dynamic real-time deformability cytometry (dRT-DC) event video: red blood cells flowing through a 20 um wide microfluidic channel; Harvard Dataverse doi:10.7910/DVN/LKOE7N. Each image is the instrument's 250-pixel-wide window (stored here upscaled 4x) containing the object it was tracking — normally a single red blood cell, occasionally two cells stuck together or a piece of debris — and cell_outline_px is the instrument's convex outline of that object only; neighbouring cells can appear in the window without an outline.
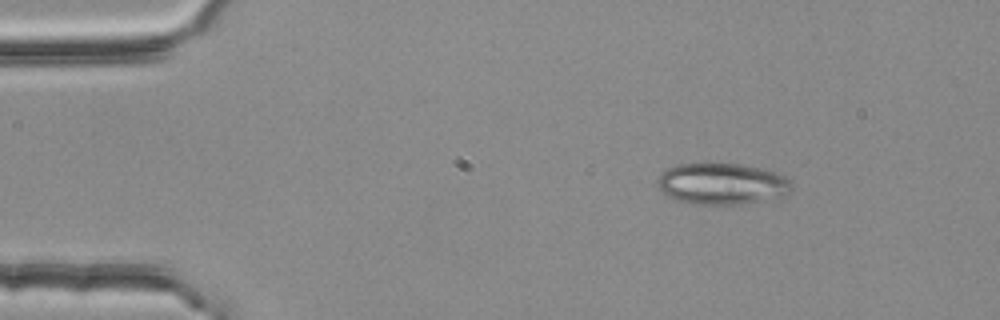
{"species": "common noctule bat (a hibernating species)", "species_latin": "Nyctalus noctula", "temperature_condition": "room temperature", "stored_images_in_passage": 47, "camera_frame_rate_fps": 3000, "um_per_image_px": 0.085, "animal": {"sex": "female", "body_mass_g": 25.1}, "frame": {"image": 1, "passage_image": 1, "time_ms": 0.0, "image_size_px": [1000, 320], "cell_outline_px": [[792, 192], [784, 196], [740, 204], [692, 204], [676, 200], [668, 196], [660, 188], [656, 180], [668, 168], [676, 164], [740, 164], [760, 168], [784, 176], [792, 184]], "centroid_in_image_um": [61.37, 15.63], "position_along_channel_um": 23.6, "area_um2": 32.02}}
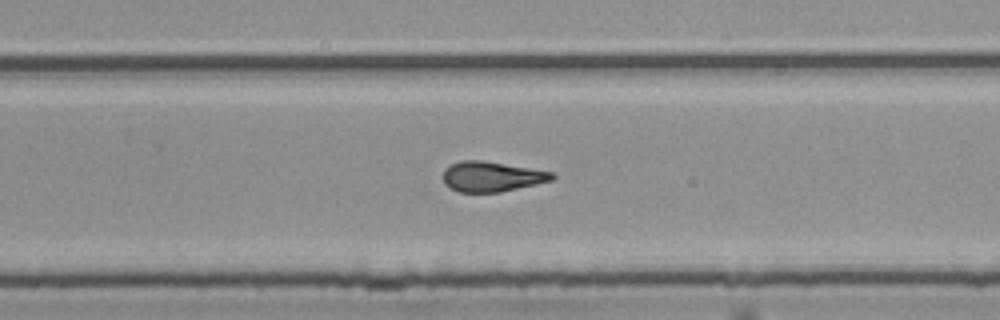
{"frame": {"image": 2, "passage_image": 28, "time_ms": 9.0, "image_size_px": [1000, 320], "cell_outline_px": [[556, 176], [552, 180], [536, 184], [500, 192], [460, 192], [444, 184], [444, 168], [460, 160], [484, 160], [552, 172]], "centroid_in_image_um": [41.79, 15.0], "position_along_channel_um": 288.0, "area_um2": 19.02}}
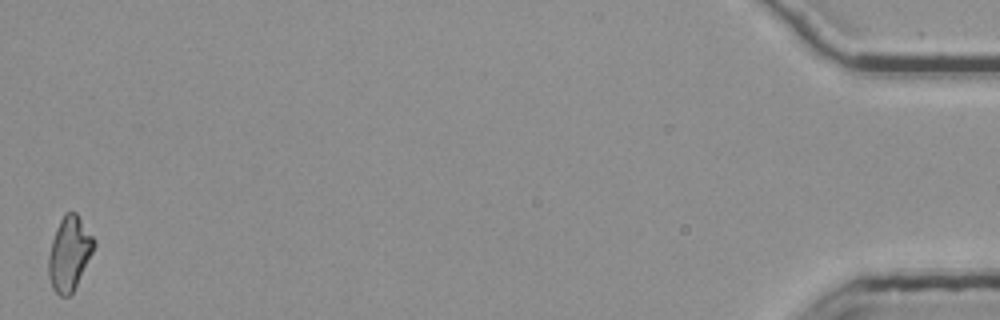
{"frame": {"image": 3, "passage_image": 47, "time_ms": 15.333, "image_size_px": [1000, 320], "cell_outline_px": [[96, 244], [72, 292], [68, 296], [60, 296], [52, 288], [48, 276], [48, 256], [52, 240], [56, 228], [64, 212], [76, 212], [96, 240]], "centroid_in_image_um": [5.87, 21.51], "position_along_channel_um": 429.3, "area_um2": 19.42}, "authors_computed_cell_mechanics": {"area_um2": 19.5364, "velocity_mm_per_s": 3.7889, "shape_relaxation_time_tau1_ms": null, "shape_relaxation_time_tau2_ms": 2.963, "deformation_change_tau1": null, "deformation_change_tau2": 0.126}}